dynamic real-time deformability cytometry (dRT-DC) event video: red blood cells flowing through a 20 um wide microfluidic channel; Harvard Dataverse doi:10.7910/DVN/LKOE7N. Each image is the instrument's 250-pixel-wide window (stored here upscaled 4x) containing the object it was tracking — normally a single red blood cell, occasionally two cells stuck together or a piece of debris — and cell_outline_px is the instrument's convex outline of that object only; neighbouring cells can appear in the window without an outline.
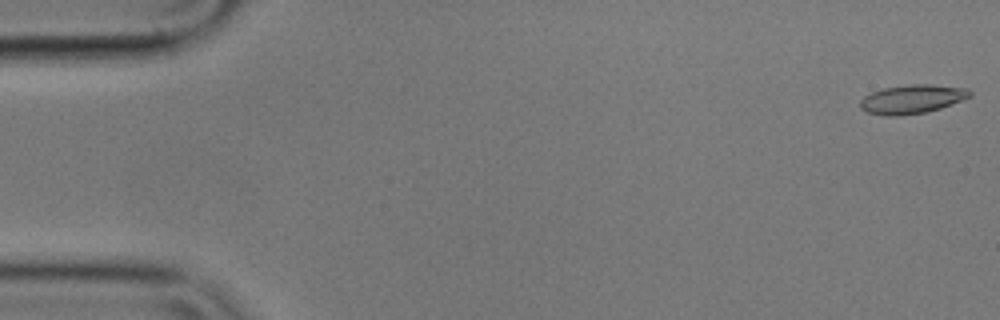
{"species": "common noctule bat (a hibernating species)", "species_latin": "Nyctalus noctula", "temperature_condition": "cold", "stored_images_in_passage": 56, "camera_frame_rate_fps": 3000, "um_per_image_px": 0.085, "animal": {"sex": "male", "body_mass_g": 17.9}, "frame": {"image": 1, "passage_image": 1, "time_ms": 0.0, "image_size_px": [1000, 320], "cell_outline_px": [[972, 96], [940, 108], [924, 112], [900, 116], [884, 116], [868, 112], [860, 108], [860, 100], [864, 96], [872, 92], [884, 88], [912, 84], [928, 84], [968, 88], [972, 92]], "centroid_in_image_um": [77.52, 8.42], "position_along_channel_um": 7.5, "area_um2": 18.38}}
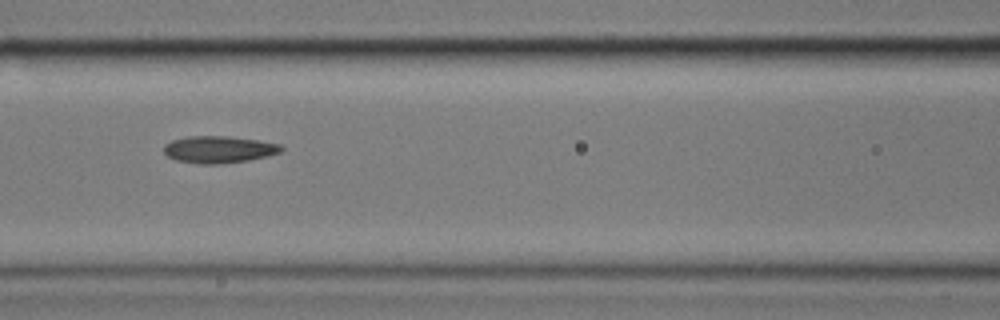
{"frame": {"image": 2, "passage_image": 24, "time_ms": 7.667, "image_size_px": [1000, 320], "cell_outline_px": [[284, 148], [280, 152], [268, 156], [248, 160], [220, 164], [200, 164], [176, 160], [168, 156], [164, 152], [164, 144], [172, 140], [188, 136], [228, 136], [256, 140], [280, 144]], "centroid_in_image_um": [18.59, 12.7], "position_along_channel_um": 148.0, "area_um2": 18.44}}
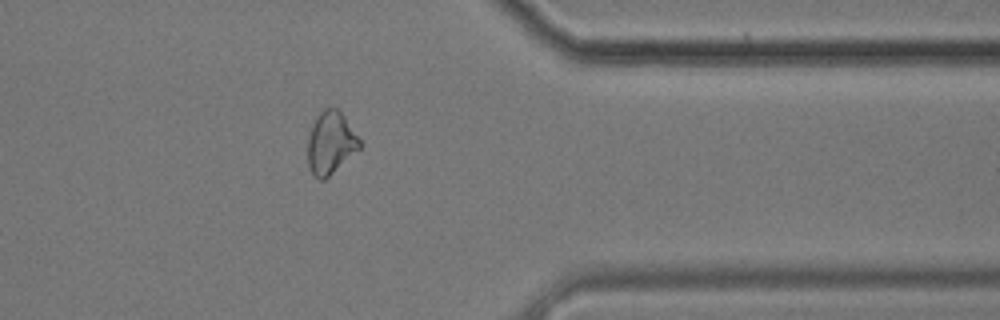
{"frame": {"image": 3, "passage_image": 45, "time_ms": 14.667, "image_size_px": [1000, 320], "cell_outline_px": [[364, 144], [360, 148], [324, 180], [320, 180], [312, 172], [308, 164], [308, 136], [316, 116], [324, 108], [336, 108], [344, 116]], "centroid_in_image_um": [28.12, 12.13], "position_along_channel_um": 383.3, "area_um2": 18.73}, "authors_computed_cell_mechanics": {"area_um2": 18.4093, "velocity_mm_per_s": 3.5497, "shape_relaxation_time_tau1_ms": 5.1481, "shape_relaxation_time_tau2_ms": 3.2398, "deformation_change_tau1": 0.1374, "deformation_change_tau2": 0.105}}